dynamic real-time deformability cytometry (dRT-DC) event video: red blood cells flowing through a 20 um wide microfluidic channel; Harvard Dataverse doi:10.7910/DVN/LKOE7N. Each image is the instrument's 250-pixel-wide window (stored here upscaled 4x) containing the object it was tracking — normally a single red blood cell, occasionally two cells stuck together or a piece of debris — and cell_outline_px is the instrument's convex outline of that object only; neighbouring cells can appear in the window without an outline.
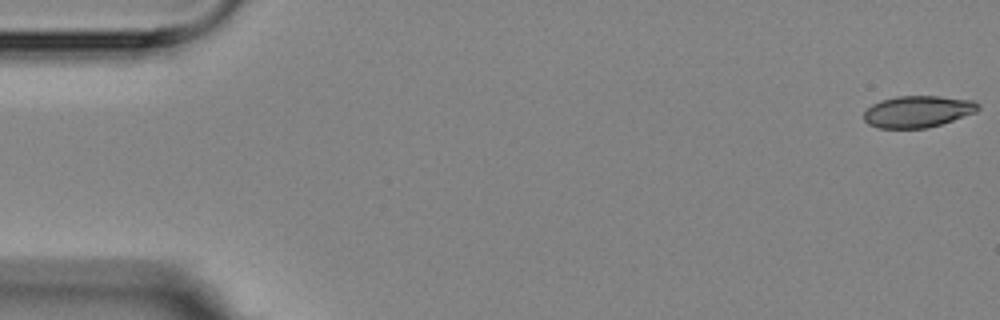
{"species": "Egyptian fruit bat (a non-hibernating species)", "species_latin": "Rousettus aegyptiacus", "temperature_condition": "room temperature", "stored_images_in_passage": 6, "camera_frame_rate_fps": 3000, "um_per_image_px": 0.085, "animal": {"sex": "female"}, "frame": {"image": 1, "passage_image": 1, "time_ms": 0.0, "image_size_px": [1000, 320], "cell_outline_px": [[980, 108], [976, 112], [928, 128], [876, 128], [868, 124], [864, 120], [864, 112], [872, 104], [880, 100], [896, 96], [940, 96], [972, 100], [980, 104]], "centroid_in_image_um": [77.99, 9.47], "position_along_channel_um": 7.0, "area_um2": 21.15}}
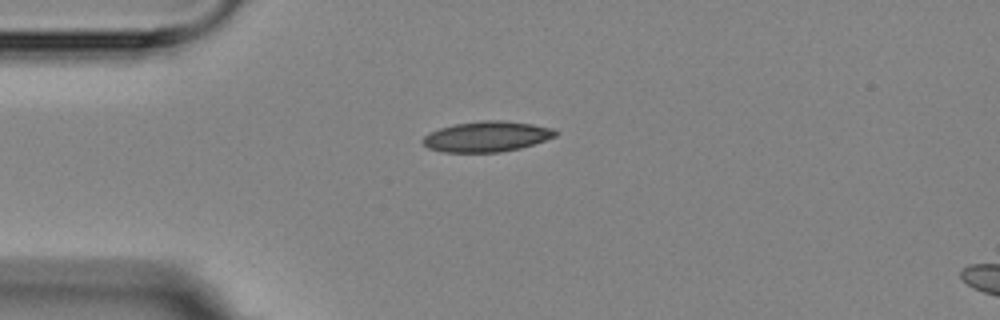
{"frame": {"image": 2, "passage_image": 4, "time_ms": 4.333, "image_size_px": [1000, 320], "cell_outline_px": [[556, 136], [520, 148], [500, 152], [444, 152], [428, 148], [420, 140], [428, 132], [440, 128], [456, 124], [480, 120], [504, 120], [532, 124], [552, 128], [556, 132]], "centroid_in_image_um": [41.33, 11.6], "position_along_channel_um": 43.7, "area_um2": 23.47}}
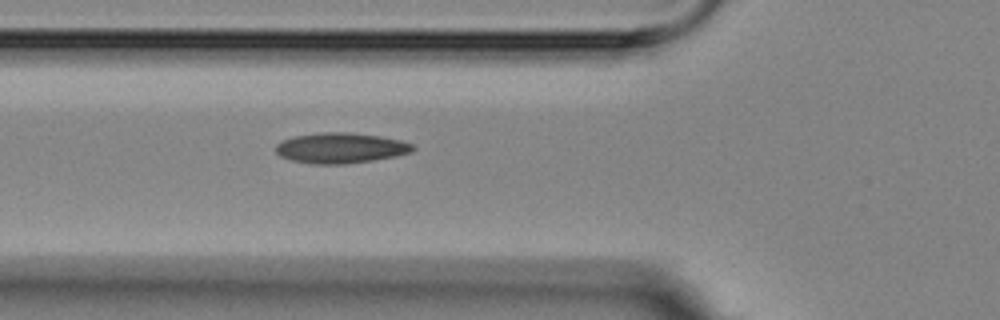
{"frame": {"image": 3, "passage_image": 6, "time_ms": 6.333, "image_size_px": [1000, 320], "cell_outline_px": [[416, 148], [412, 152], [396, 156], [372, 160], [344, 164], [312, 164], [292, 160], [280, 156], [276, 152], [276, 144], [292, 136], [320, 132], [348, 132], [380, 136], [400, 140], [412, 144]], "centroid_in_image_um": [28.95, 12.57], "position_along_channel_um": 96.8, "area_um2": 24.33}}